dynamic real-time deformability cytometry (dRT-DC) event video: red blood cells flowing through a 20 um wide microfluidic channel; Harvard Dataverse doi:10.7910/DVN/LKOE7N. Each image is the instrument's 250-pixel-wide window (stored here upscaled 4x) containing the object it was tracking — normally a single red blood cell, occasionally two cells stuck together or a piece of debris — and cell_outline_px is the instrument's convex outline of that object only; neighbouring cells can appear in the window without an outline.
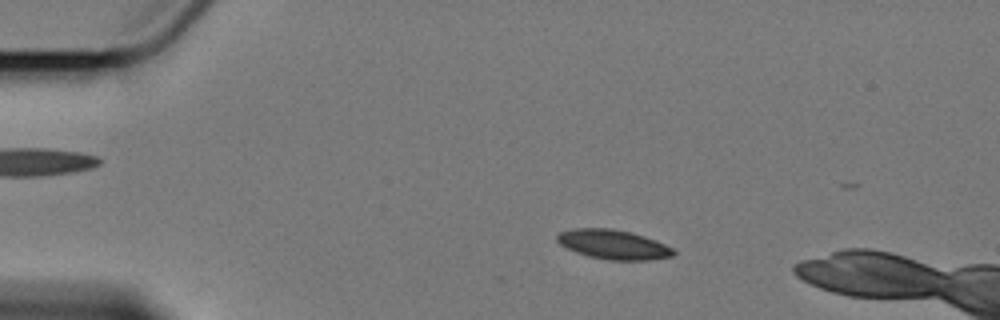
{"species": "Egyptian fruit bat (a non-hibernating species)", "species_latin": "Rousettus aegyptiacus", "temperature_condition": "cold", "stored_images_in_passage": 9, "camera_frame_rate_fps": 3000, "um_per_image_px": 0.085, "animal": {"sex": "female"}, "frame": {"image": 1, "passage_image": 4, "time_ms": 3.333, "image_size_px": [1000, 320], "cell_outline_px": [[676, 252], [672, 256], [648, 260], [608, 260], [588, 256], [576, 252], [560, 244], [556, 240], [556, 236], [560, 232], [572, 228], [612, 228], [644, 236], [664, 244], [672, 248]], "centroid_in_image_um": [52.1, 20.78], "position_along_channel_um": 32.9, "area_um2": 19.83}}
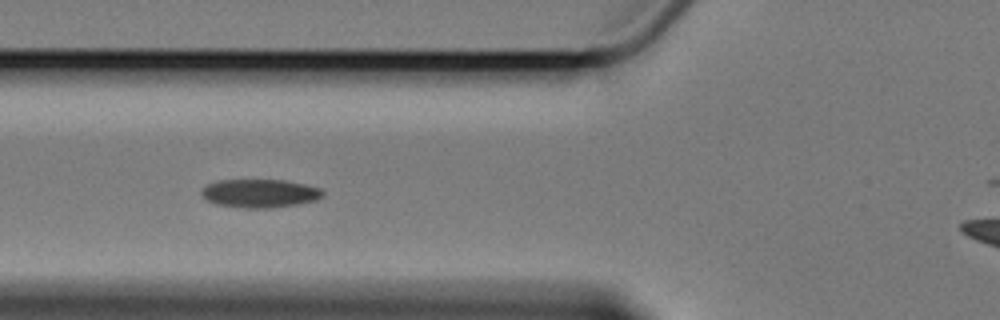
{"frame": {"image": 2, "passage_image": 7, "time_ms": 7.0, "image_size_px": [1000, 320], "cell_outline_px": [[324, 196], [316, 200], [296, 204], [272, 208], [236, 208], [216, 204], [208, 200], [200, 192], [200, 188], [216, 180], [284, 180], [304, 184], [320, 188], [324, 192]], "centroid_in_image_um": [22.06, 16.44], "position_along_channel_um": 103.7, "area_um2": 20.23}}
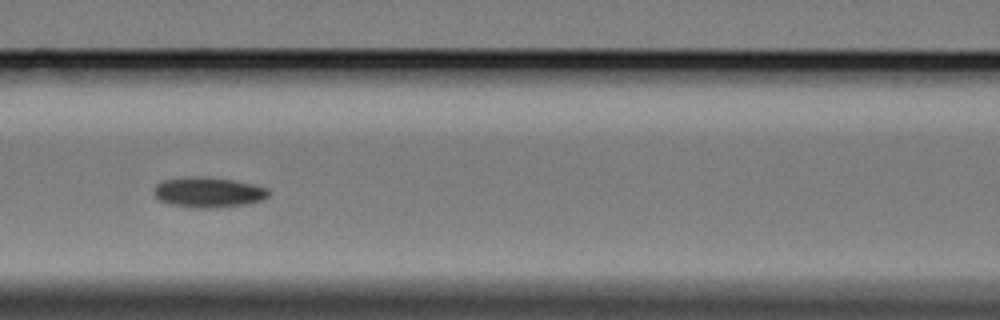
{"frame": {"image": 3, "passage_image": 8, "time_ms": 8.333, "image_size_px": [1000, 320], "cell_outline_px": [[272, 192], [264, 200], [248, 204], [216, 208], [188, 208], [168, 204], [160, 200], [156, 196], [156, 184], [160, 180], [188, 176], [204, 176], [232, 180], [252, 184], [268, 188]], "centroid_in_image_um": [17.73, 16.35], "position_along_channel_um": 148.9, "area_um2": 20.63}}